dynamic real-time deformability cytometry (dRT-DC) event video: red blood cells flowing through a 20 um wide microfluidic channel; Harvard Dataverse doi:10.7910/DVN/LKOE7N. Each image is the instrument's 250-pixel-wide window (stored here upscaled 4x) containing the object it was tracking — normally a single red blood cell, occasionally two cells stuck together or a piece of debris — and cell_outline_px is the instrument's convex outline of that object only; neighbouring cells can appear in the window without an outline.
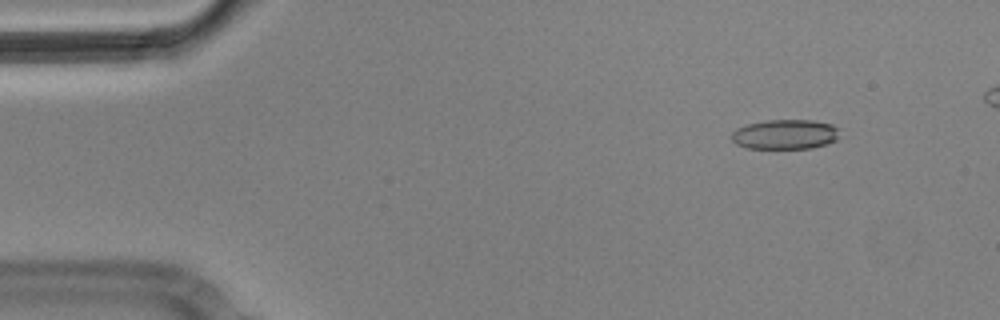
{"species": "Egyptian fruit bat (a non-hibernating species)", "species_latin": "Rousettus aegyptiacus", "temperature_condition": "cold", "stored_images_in_passage": 5, "camera_frame_rate_fps": 3000, "um_per_image_px": 0.085, "animal": {"sex": "male"}, "frame": {"image": 1, "passage_image": 1, "time_ms": 0.0, "image_size_px": [1000, 320], "cell_outline_px": [[836, 140], [812, 148], [748, 148], [736, 144], [732, 140], [732, 132], [736, 128], [748, 124], [768, 120], [812, 120], [832, 124], [836, 128]], "centroid_in_image_um": [66.69, 11.42], "position_along_channel_um": 18.3, "area_um2": 18.44}}